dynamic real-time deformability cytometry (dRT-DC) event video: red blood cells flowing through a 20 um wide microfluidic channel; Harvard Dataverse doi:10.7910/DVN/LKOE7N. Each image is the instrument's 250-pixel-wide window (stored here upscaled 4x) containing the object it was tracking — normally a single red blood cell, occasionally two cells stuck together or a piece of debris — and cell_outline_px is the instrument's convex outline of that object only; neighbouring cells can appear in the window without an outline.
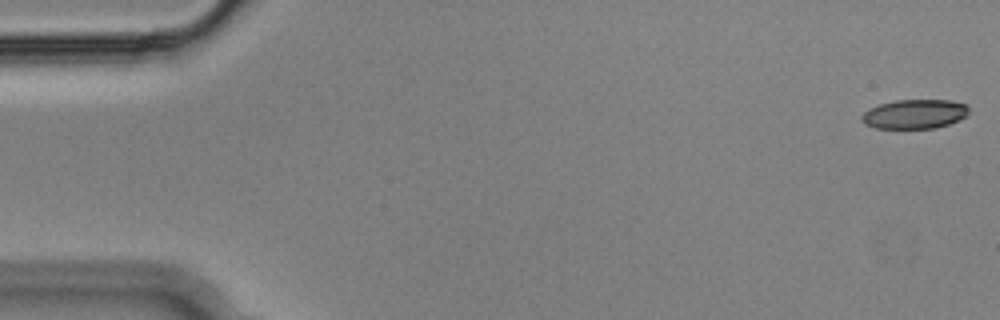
{"species": "Egyptian fruit bat (a non-hibernating species)", "species_latin": "Rousettus aegyptiacus", "temperature_condition": "cold", "stored_images_in_passage": 55, "camera_frame_rate_fps": 3000, "um_per_image_px": 0.085, "animal": {"sex": "male"}, "frame": {"image": 1, "passage_image": 1, "time_ms": 0.0, "image_size_px": [1000, 320], "cell_outline_px": [[968, 116], [960, 120], [936, 128], [876, 128], [864, 124], [860, 120], [860, 116], [868, 108], [880, 104], [896, 100], [952, 100], [968, 104]], "centroid_in_image_um": [77.75, 9.69], "position_along_channel_um": 7.2, "area_um2": 18.55}}
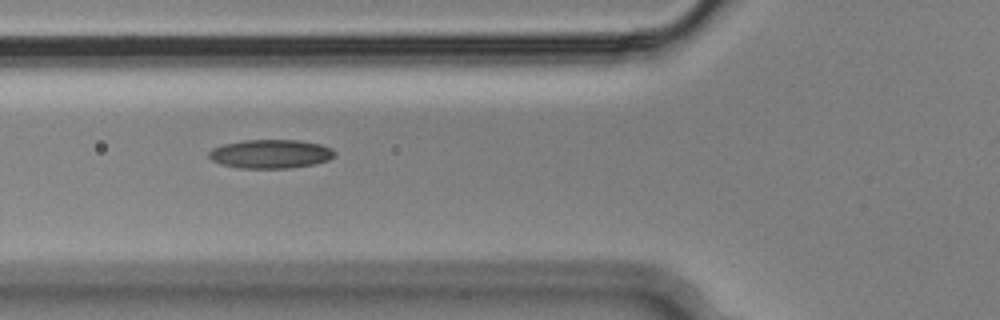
{"frame": {"image": 2, "passage_image": 20, "time_ms": 6.333, "image_size_px": [1000, 320], "cell_outline_px": [[336, 152], [328, 160], [316, 164], [292, 168], [240, 168], [220, 164], [212, 160], [208, 156], [208, 152], [212, 148], [224, 144], [244, 140], [300, 140], [320, 144], [332, 148]], "centroid_in_image_um": [23.0, 13.08], "position_along_channel_um": 102.8, "area_um2": 21.21}}
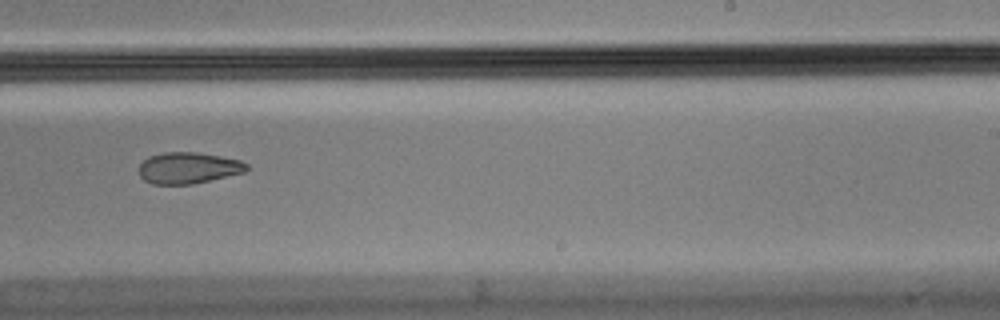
{"frame": {"image": 3, "passage_image": 34, "time_ms": 11.0, "image_size_px": [1000, 320], "cell_outline_px": [[248, 168], [244, 172], [192, 184], [152, 184], [144, 180], [140, 176], [140, 164], [148, 156], [164, 152], [196, 152], [220, 156], [240, 160], [248, 164]], "centroid_in_image_um": [15.99, 14.27], "position_along_channel_um": 273.0, "area_um2": 19.54}, "authors_computed_cell_mechanics": {"area_um2": 20.6346, "velocity_mm_per_s": 3.6406, "shape_relaxation_time_tau1_ms": null, "shape_relaxation_time_tau2_ms": 6.0271, "deformation_change_tau1": null, "deformation_change_tau2": 0.1289}}